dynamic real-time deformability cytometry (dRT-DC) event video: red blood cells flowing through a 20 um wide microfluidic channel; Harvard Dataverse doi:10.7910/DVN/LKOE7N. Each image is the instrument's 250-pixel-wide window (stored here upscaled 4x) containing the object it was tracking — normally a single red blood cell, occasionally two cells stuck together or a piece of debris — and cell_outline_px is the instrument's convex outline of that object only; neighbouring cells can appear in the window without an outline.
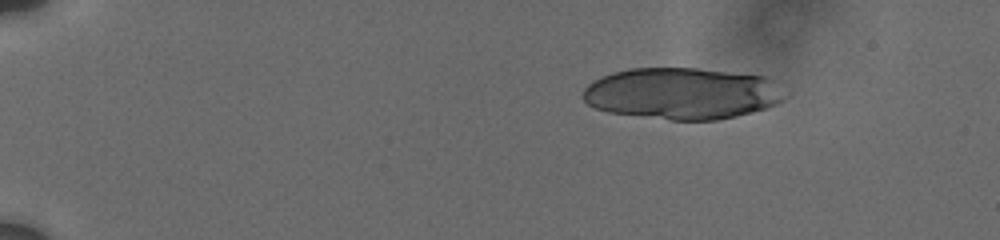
{"species": "human", "species_latin": "Homo sapiens", "temperature_condition": "cold", "stored_images_in_passage": 42, "segment_of_instrument_passage": [1, 2], "camera_frame_rate_fps": 3000, "um_per_image_px": 0.085, "donor": {"sex": "male"}, "frame": {"image": 1, "passage_image": 1, "time_ms": 0.0, "image_size_px": [1000, 240], "cell_outline_px": [[788, 96], [784, 100], [764, 108], [736, 116], [716, 120], [672, 120], [608, 112], [596, 108], [588, 104], [584, 100], [584, 88], [592, 80], [612, 72], [628, 68], [696, 68], [764, 76], [776, 80]], "centroid_in_image_um": [57.99, 7.93], "position_along_channel_um": 27.0, "area_um2": 60.86}}